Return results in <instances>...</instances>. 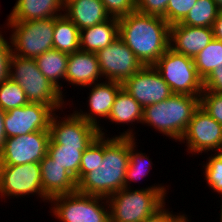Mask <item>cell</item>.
I'll list each match as a JSON object with an SVG mask.
<instances>
[{
    "instance_id": "d590c367",
    "label": "cell",
    "mask_w": 222,
    "mask_h": 222,
    "mask_svg": "<svg viewBox=\"0 0 222 222\" xmlns=\"http://www.w3.org/2000/svg\"><path fill=\"white\" fill-rule=\"evenodd\" d=\"M2 33L4 32L0 30V83L9 77V61L12 55L10 38H4Z\"/></svg>"
},
{
    "instance_id": "ab89813d",
    "label": "cell",
    "mask_w": 222,
    "mask_h": 222,
    "mask_svg": "<svg viewBox=\"0 0 222 222\" xmlns=\"http://www.w3.org/2000/svg\"><path fill=\"white\" fill-rule=\"evenodd\" d=\"M5 111L0 108V153L4 149L6 142L5 128H4Z\"/></svg>"
},
{
    "instance_id": "5b68a950",
    "label": "cell",
    "mask_w": 222,
    "mask_h": 222,
    "mask_svg": "<svg viewBox=\"0 0 222 222\" xmlns=\"http://www.w3.org/2000/svg\"><path fill=\"white\" fill-rule=\"evenodd\" d=\"M9 77L25 91L27 100L50 106L55 112L66 106L60 91L40 72L32 58L11 55ZM58 110V111H57Z\"/></svg>"
},
{
    "instance_id": "6da1fadb",
    "label": "cell",
    "mask_w": 222,
    "mask_h": 222,
    "mask_svg": "<svg viewBox=\"0 0 222 222\" xmlns=\"http://www.w3.org/2000/svg\"><path fill=\"white\" fill-rule=\"evenodd\" d=\"M129 137L99 135L82 153L77 192L110 197L125 188Z\"/></svg>"
},
{
    "instance_id": "7c38bea8",
    "label": "cell",
    "mask_w": 222,
    "mask_h": 222,
    "mask_svg": "<svg viewBox=\"0 0 222 222\" xmlns=\"http://www.w3.org/2000/svg\"><path fill=\"white\" fill-rule=\"evenodd\" d=\"M95 54L103 79L109 81L123 83L144 66L120 37Z\"/></svg>"
},
{
    "instance_id": "30bf717a",
    "label": "cell",
    "mask_w": 222,
    "mask_h": 222,
    "mask_svg": "<svg viewBox=\"0 0 222 222\" xmlns=\"http://www.w3.org/2000/svg\"><path fill=\"white\" fill-rule=\"evenodd\" d=\"M179 142L186 143V151L192 155L199 153L208 155V151L220 152L222 151V125L199 106Z\"/></svg>"
},
{
    "instance_id": "f1b7e54d",
    "label": "cell",
    "mask_w": 222,
    "mask_h": 222,
    "mask_svg": "<svg viewBox=\"0 0 222 222\" xmlns=\"http://www.w3.org/2000/svg\"><path fill=\"white\" fill-rule=\"evenodd\" d=\"M193 60L198 75L204 80L222 65V41L213 39Z\"/></svg>"
},
{
    "instance_id": "ba28073f",
    "label": "cell",
    "mask_w": 222,
    "mask_h": 222,
    "mask_svg": "<svg viewBox=\"0 0 222 222\" xmlns=\"http://www.w3.org/2000/svg\"><path fill=\"white\" fill-rule=\"evenodd\" d=\"M173 94L200 96L203 79L198 75L193 58L169 48L154 64Z\"/></svg>"
},
{
    "instance_id": "2e32d148",
    "label": "cell",
    "mask_w": 222,
    "mask_h": 222,
    "mask_svg": "<svg viewBox=\"0 0 222 222\" xmlns=\"http://www.w3.org/2000/svg\"><path fill=\"white\" fill-rule=\"evenodd\" d=\"M92 87V88H91ZM86 88H91L89 91L87 108L89 109L87 112L85 110L77 109L74 111L78 116L84 119L86 122H89L96 126L99 129V134L101 136H107L104 127L100 126L101 122H99L98 118L108 119V116L111 112L112 105L114 104V100L119 90L122 88V83L116 81H107L103 80V82L94 83ZM85 111V112H83ZM104 130V131H103Z\"/></svg>"
},
{
    "instance_id": "5bb4252c",
    "label": "cell",
    "mask_w": 222,
    "mask_h": 222,
    "mask_svg": "<svg viewBox=\"0 0 222 222\" xmlns=\"http://www.w3.org/2000/svg\"><path fill=\"white\" fill-rule=\"evenodd\" d=\"M55 111L42 103H32L5 112L4 128L7 138L36 131H49Z\"/></svg>"
},
{
    "instance_id": "1f68e13d",
    "label": "cell",
    "mask_w": 222,
    "mask_h": 222,
    "mask_svg": "<svg viewBox=\"0 0 222 222\" xmlns=\"http://www.w3.org/2000/svg\"><path fill=\"white\" fill-rule=\"evenodd\" d=\"M196 2L197 0H169L163 19L166 20L170 26L180 23Z\"/></svg>"
},
{
    "instance_id": "9c48e42d",
    "label": "cell",
    "mask_w": 222,
    "mask_h": 222,
    "mask_svg": "<svg viewBox=\"0 0 222 222\" xmlns=\"http://www.w3.org/2000/svg\"><path fill=\"white\" fill-rule=\"evenodd\" d=\"M35 194L43 202H49L44 196L39 163L0 165L1 198H24Z\"/></svg>"
},
{
    "instance_id": "d6986e66",
    "label": "cell",
    "mask_w": 222,
    "mask_h": 222,
    "mask_svg": "<svg viewBox=\"0 0 222 222\" xmlns=\"http://www.w3.org/2000/svg\"><path fill=\"white\" fill-rule=\"evenodd\" d=\"M42 187L44 196L53 197L77 192L76 179L48 154L40 161Z\"/></svg>"
},
{
    "instance_id": "484cf974",
    "label": "cell",
    "mask_w": 222,
    "mask_h": 222,
    "mask_svg": "<svg viewBox=\"0 0 222 222\" xmlns=\"http://www.w3.org/2000/svg\"><path fill=\"white\" fill-rule=\"evenodd\" d=\"M137 138L129 137V163L125 174V188H131L133 182L142 180L152 169V161L146 153L136 150ZM131 183V185H130Z\"/></svg>"
},
{
    "instance_id": "7a4b0ae2",
    "label": "cell",
    "mask_w": 222,
    "mask_h": 222,
    "mask_svg": "<svg viewBox=\"0 0 222 222\" xmlns=\"http://www.w3.org/2000/svg\"><path fill=\"white\" fill-rule=\"evenodd\" d=\"M118 23L119 37L144 66L153 65L169 49L170 25L162 17L134 11Z\"/></svg>"
},
{
    "instance_id": "8fae6325",
    "label": "cell",
    "mask_w": 222,
    "mask_h": 222,
    "mask_svg": "<svg viewBox=\"0 0 222 222\" xmlns=\"http://www.w3.org/2000/svg\"><path fill=\"white\" fill-rule=\"evenodd\" d=\"M66 116L60 117L56 112L52 116L49 127V145L78 147V150L84 151L100 135L99 129L86 122L74 111Z\"/></svg>"
},
{
    "instance_id": "d4e9b609",
    "label": "cell",
    "mask_w": 222,
    "mask_h": 222,
    "mask_svg": "<svg viewBox=\"0 0 222 222\" xmlns=\"http://www.w3.org/2000/svg\"><path fill=\"white\" fill-rule=\"evenodd\" d=\"M53 48L67 54L80 50V30L64 14L55 17Z\"/></svg>"
},
{
    "instance_id": "603a6c76",
    "label": "cell",
    "mask_w": 222,
    "mask_h": 222,
    "mask_svg": "<svg viewBox=\"0 0 222 222\" xmlns=\"http://www.w3.org/2000/svg\"><path fill=\"white\" fill-rule=\"evenodd\" d=\"M119 37L117 18L110 17L103 23L80 30V50L96 53Z\"/></svg>"
},
{
    "instance_id": "8d00e7d4",
    "label": "cell",
    "mask_w": 222,
    "mask_h": 222,
    "mask_svg": "<svg viewBox=\"0 0 222 222\" xmlns=\"http://www.w3.org/2000/svg\"><path fill=\"white\" fill-rule=\"evenodd\" d=\"M203 91L222 93V65L219 68L214 69L203 80Z\"/></svg>"
},
{
    "instance_id": "9a60e30c",
    "label": "cell",
    "mask_w": 222,
    "mask_h": 222,
    "mask_svg": "<svg viewBox=\"0 0 222 222\" xmlns=\"http://www.w3.org/2000/svg\"><path fill=\"white\" fill-rule=\"evenodd\" d=\"M122 88L143 108L166 100L173 94L153 65L143 66L122 83Z\"/></svg>"
},
{
    "instance_id": "83f0119b",
    "label": "cell",
    "mask_w": 222,
    "mask_h": 222,
    "mask_svg": "<svg viewBox=\"0 0 222 222\" xmlns=\"http://www.w3.org/2000/svg\"><path fill=\"white\" fill-rule=\"evenodd\" d=\"M82 150L78 147H64L63 145H48L47 154L62 168L67 170L79 182V169Z\"/></svg>"
},
{
    "instance_id": "b9f144b4",
    "label": "cell",
    "mask_w": 222,
    "mask_h": 222,
    "mask_svg": "<svg viewBox=\"0 0 222 222\" xmlns=\"http://www.w3.org/2000/svg\"><path fill=\"white\" fill-rule=\"evenodd\" d=\"M214 1H215V3L217 4L218 8H219L220 10H222V0H214Z\"/></svg>"
},
{
    "instance_id": "cb8c5ba5",
    "label": "cell",
    "mask_w": 222,
    "mask_h": 222,
    "mask_svg": "<svg viewBox=\"0 0 222 222\" xmlns=\"http://www.w3.org/2000/svg\"><path fill=\"white\" fill-rule=\"evenodd\" d=\"M68 57L69 54L52 48L34 59L40 72L60 91L64 99V87L59 80L66 81Z\"/></svg>"
},
{
    "instance_id": "44dd1931",
    "label": "cell",
    "mask_w": 222,
    "mask_h": 222,
    "mask_svg": "<svg viewBox=\"0 0 222 222\" xmlns=\"http://www.w3.org/2000/svg\"><path fill=\"white\" fill-rule=\"evenodd\" d=\"M143 107L123 88H121L115 97L114 104L112 105L111 112L108 116V122L112 124H130V128L124 132H119L117 137H130L135 138L136 132L133 131L131 125L142 123ZM134 132V133H133Z\"/></svg>"
},
{
    "instance_id": "f546056e",
    "label": "cell",
    "mask_w": 222,
    "mask_h": 222,
    "mask_svg": "<svg viewBox=\"0 0 222 222\" xmlns=\"http://www.w3.org/2000/svg\"><path fill=\"white\" fill-rule=\"evenodd\" d=\"M28 103L25 91L10 77L0 83V108L2 110L7 112Z\"/></svg>"
},
{
    "instance_id": "60d3db41",
    "label": "cell",
    "mask_w": 222,
    "mask_h": 222,
    "mask_svg": "<svg viewBox=\"0 0 222 222\" xmlns=\"http://www.w3.org/2000/svg\"><path fill=\"white\" fill-rule=\"evenodd\" d=\"M190 216H187V214H185V212L183 213V215L176 221V222H189V219L188 218Z\"/></svg>"
},
{
    "instance_id": "4316f807",
    "label": "cell",
    "mask_w": 222,
    "mask_h": 222,
    "mask_svg": "<svg viewBox=\"0 0 222 222\" xmlns=\"http://www.w3.org/2000/svg\"><path fill=\"white\" fill-rule=\"evenodd\" d=\"M219 11L220 9L214 0H197L180 23L187 26L212 28Z\"/></svg>"
},
{
    "instance_id": "7402d4cb",
    "label": "cell",
    "mask_w": 222,
    "mask_h": 222,
    "mask_svg": "<svg viewBox=\"0 0 222 222\" xmlns=\"http://www.w3.org/2000/svg\"><path fill=\"white\" fill-rule=\"evenodd\" d=\"M64 15L79 30L103 23L110 18L101 0H70L64 5Z\"/></svg>"
},
{
    "instance_id": "e575fe53",
    "label": "cell",
    "mask_w": 222,
    "mask_h": 222,
    "mask_svg": "<svg viewBox=\"0 0 222 222\" xmlns=\"http://www.w3.org/2000/svg\"><path fill=\"white\" fill-rule=\"evenodd\" d=\"M168 2L169 0H136V11L163 18Z\"/></svg>"
},
{
    "instance_id": "ffe728a7",
    "label": "cell",
    "mask_w": 222,
    "mask_h": 222,
    "mask_svg": "<svg viewBox=\"0 0 222 222\" xmlns=\"http://www.w3.org/2000/svg\"><path fill=\"white\" fill-rule=\"evenodd\" d=\"M6 22H26L30 20L59 17L64 14L62 0H16Z\"/></svg>"
},
{
    "instance_id": "8992f818",
    "label": "cell",
    "mask_w": 222,
    "mask_h": 222,
    "mask_svg": "<svg viewBox=\"0 0 222 222\" xmlns=\"http://www.w3.org/2000/svg\"><path fill=\"white\" fill-rule=\"evenodd\" d=\"M6 23L13 55L35 59L53 48L55 17Z\"/></svg>"
},
{
    "instance_id": "74e56055",
    "label": "cell",
    "mask_w": 222,
    "mask_h": 222,
    "mask_svg": "<svg viewBox=\"0 0 222 222\" xmlns=\"http://www.w3.org/2000/svg\"><path fill=\"white\" fill-rule=\"evenodd\" d=\"M166 208V203L159 208L153 215L149 216L143 222H176L183 214L172 213Z\"/></svg>"
},
{
    "instance_id": "3957f363",
    "label": "cell",
    "mask_w": 222,
    "mask_h": 222,
    "mask_svg": "<svg viewBox=\"0 0 222 222\" xmlns=\"http://www.w3.org/2000/svg\"><path fill=\"white\" fill-rule=\"evenodd\" d=\"M199 106L200 96L172 94L166 100L143 108L142 125L151 126L179 142Z\"/></svg>"
},
{
    "instance_id": "4dcf8cb0",
    "label": "cell",
    "mask_w": 222,
    "mask_h": 222,
    "mask_svg": "<svg viewBox=\"0 0 222 222\" xmlns=\"http://www.w3.org/2000/svg\"><path fill=\"white\" fill-rule=\"evenodd\" d=\"M202 169L204 168V180L210 190L222 196V151L211 154L206 162H203Z\"/></svg>"
},
{
    "instance_id": "52a82bcc",
    "label": "cell",
    "mask_w": 222,
    "mask_h": 222,
    "mask_svg": "<svg viewBox=\"0 0 222 222\" xmlns=\"http://www.w3.org/2000/svg\"><path fill=\"white\" fill-rule=\"evenodd\" d=\"M49 203L52 206L50 213L60 222H108L110 220L109 204L104 197L74 192L53 197Z\"/></svg>"
},
{
    "instance_id": "277c9868",
    "label": "cell",
    "mask_w": 222,
    "mask_h": 222,
    "mask_svg": "<svg viewBox=\"0 0 222 222\" xmlns=\"http://www.w3.org/2000/svg\"><path fill=\"white\" fill-rule=\"evenodd\" d=\"M165 186L162 183L143 189L123 188L112 194L107 198L110 222H143L166 203L169 187Z\"/></svg>"
},
{
    "instance_id": "ee69618b",
    "label": "cell",
    "mask_w": 222,
    "mask_h": 222,
    "mask_svg": "<svg viewBox=\"0 0 222 222\" xmlns=\"http://www.w3.org/2000/svg\"><path fill=\"white\" fill-rule=\"evenodd\" d=\"M62 1H63L64 5H65L70 0H62Z\"/></svg>"
},
{
    "instance_id": "ac0fdd59",
    "label": "cell",
    "mask_w": 222,
    "mask_h": 222,
    "mask_svg": "<svg viewBox=\"0 0 222 222\" xmlns=\"http://www.w3.org/2000/svg\"><path fill=\"white\" fill-rule=\"evenodd\" d=\"M95 53L76 51L69 54L66 71V82L70 85L85 88L103 79ZM101 81H100V80Z\"/></svg>"
},
{
    "instance_id": "d6a6232c",
    "label": "cell",
    "mask_w": 222,
    "mask_h": 222,
    "mask_svg": "<svg viewBox=\"0 0 222 222\" xmlns=\"http://www.w3.org/2000/svg\"><path fill=\"white\" fill-rule=\"evenodd\" d=\"M200 107L222 125V93L203 91L200 95Z\"/></svg>"
},
{
    "instance_id": "f35d334b",
    "label": "cell",
    "mask_w": 222,
    "mask_h": 222,
    "mask_svg": "<svg viewBox=\"0 0 222 222\" xmlns=\"http://www.w3.org/2000/svg\"><path fill=\"white\" fill-rule=\"evenodd\" d=\"M212 30L214 39L222 41V10L219 11L218 16L213 23Z\"/></svg>"
},
{
    "instance_id": "7bdbcfd3",
    "label": "cell",
    "mask_w": 222,
    "mask_h": 222,
    "mask_svg": "<svg viewBox=\"0 0 222 222\" xmlns=\"http://www.w3.org/2000/svg\"><path fill=\"white\" fill-rule=\"evenodd\" d=\"M220 199H221V201H219V202H221V205H220V206H221V207H220V208H221V209H220V212H221V213L219 214V217H220L219 219H220V222H222V196H221Z\"/></svg>"
},
{
    "instance_id": "e0dca14e",
    "label": "cell",
    "mask_w": 222,
    "mask_h": 222,
    "mask_svg": "<svg viewBox=\"0 0 222 222\" xmlns=\"http://www.w3.org/2000/svg\"><path fill=\"white\" fill-rule=\"evenodd\" d=\"M213 39V30L210 27L187 26L181 23L170 26L169 48L193 59Z\"/></svg>"
},
{
    "instance_id": "836d02e7",
    "label": "cell",
    "mask_w": 222,
    "mask_h": 222,
    "mask_svg": "<svg viewBox=\"0 0 222 222\" xmlns=\"http://www.w3.org/2000/svg\"><path fill=\"white\" fill-rule=\"evenodd\" d=\"M110 17L120 19L136 11V0H101Z\"/></svg>"
},
{
    "instance_id": "4fadbf2b",
    "label": "cell",
    "mask_w": 222,
    "mask_h": 222,
    "mask_svg": "<svg viewBox=\"0 0 222 222\" xmlns=\"http://www.w3.org/2000/svg\"><path fill=\"white\" fill-rule=\"evenodd\" d=\"M50 131H36L6 139L0 165L40 163L47 155Z\"/></svg>"
}]
</instances>
